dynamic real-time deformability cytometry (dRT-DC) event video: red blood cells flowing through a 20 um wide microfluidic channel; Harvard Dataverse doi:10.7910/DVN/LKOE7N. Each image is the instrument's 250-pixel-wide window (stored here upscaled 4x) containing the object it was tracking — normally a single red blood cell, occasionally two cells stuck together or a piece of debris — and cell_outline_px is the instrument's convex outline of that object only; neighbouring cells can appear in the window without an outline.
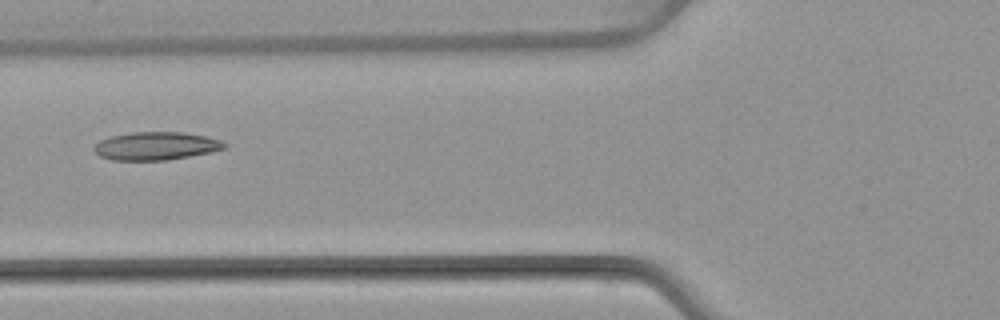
{"species": "common noctule bat (a hibernating species)", "species_latin": "Nyctalus noctula", "temperature_condition": "warm", "stored_images_in_passage": 5, "camera_frame_rate_fps": 3000, "um_per_image_px": 0.085, "animal": {"sex": "female", "body_mass_g": 22.7, "forearm_length_mm": 54.2}, "frame": {"image": 1, "passage_image": 5, "time_ms": 5.667, "image_size_px": [1000, 320], "cell_outline_px": [[228, 144], [224, 148], [212, 152], [164, 160], [112, 160], [100, 156], [92, 148], [100, 140], [112, 136], [132, 132], [180, 132], [204, 136], [220, 140]], "centroid_in_image_um": [13.24, 12.41], "position_along_channel_um": 112.6, "area_um2": 21.1}}